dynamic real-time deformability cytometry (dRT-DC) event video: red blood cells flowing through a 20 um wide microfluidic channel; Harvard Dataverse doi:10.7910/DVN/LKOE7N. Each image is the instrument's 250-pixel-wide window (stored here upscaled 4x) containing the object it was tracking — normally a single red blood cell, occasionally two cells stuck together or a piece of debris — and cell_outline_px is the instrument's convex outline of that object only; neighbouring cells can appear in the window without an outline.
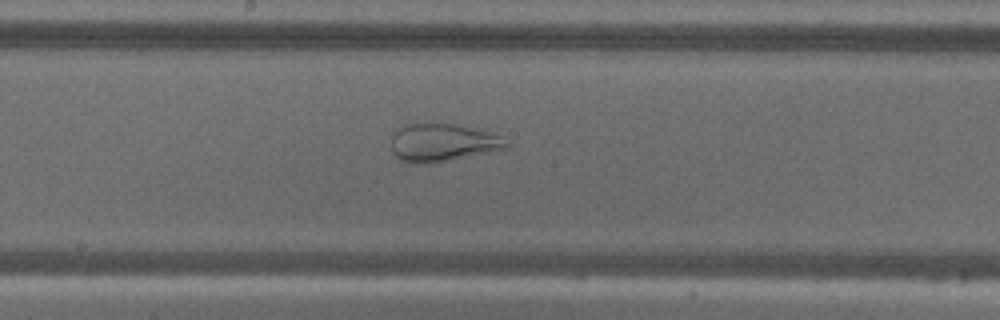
{"species": "common noctule bat (a hibernating species)", "species_latin": "Nyctalus noctula", "temperature_condition": "warm", "stored_images_in_passage": 55, "camera_frame_rate_fps": 3000, "um_per_image_px": 0.085, "animal": {"sex": "male", "body_mass_g": 18.8}, "frame": {"image": 1, "passage_image": 29, "time_ms": 9.333, "image_size_px": [1000, 320], "cell_outline_px": [[508, 148], [432, 164], [416, 164], [400, 160], [392, 152], [392, 136], [396, 128], [404, 124], [456, 124], [500, 136], [508, 144]], "centroid_in_image_um": [37.55, 12.14], "position_along_channel_um": 210.6, "area_um2": 25.26}}
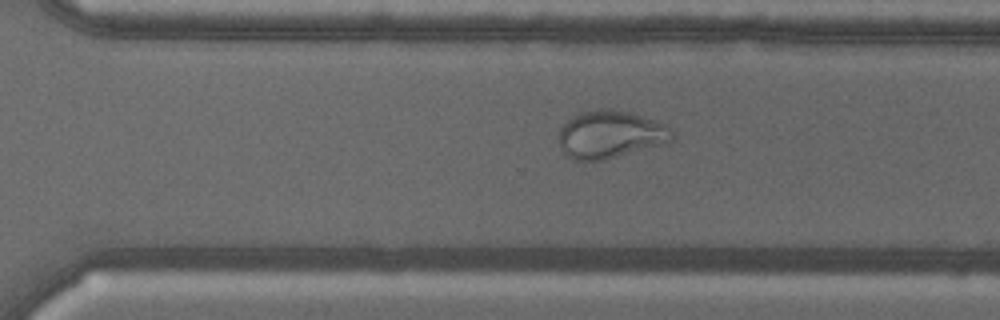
{"frame": {"image": 2, "passage_image": 38, "time_ms": 12.333, "image_size_px": [1000, 320], "cell_outline_px": [[676, 136], [672, 140], [604, 160], [576, 160], [568, 156], [564, 152], [560, 144], [560, 128], [572, 116], [584, 112], [600, 108], [612, 108], [628, 112], [664, 124], [672, 128], [676, 132]], "centroid_in_image_um": [51.88, 11.41], "position_along_channel_um": 318.7, "area_um2": 30.92}}
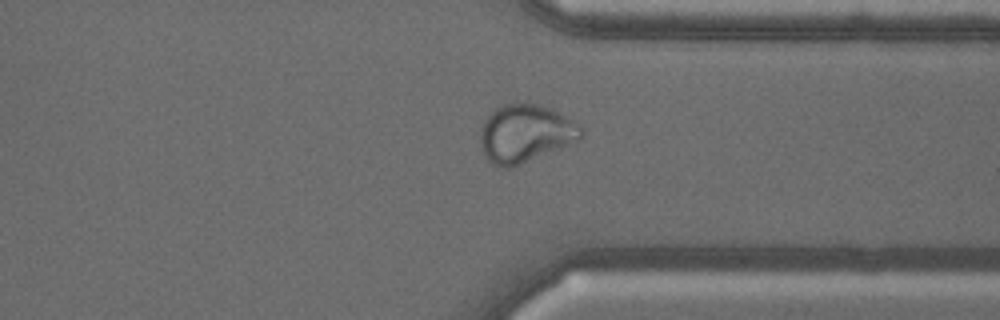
{"frame": {"image": 3, "passage_image": 42, "time_ms": 13.667, "image_size_px": [1000, 320], "cell_outline_px": [[584, 136], [580, 140], [572, 144], [512, 168], [500, 168], [492, 164], [488, 160], [480, 144], [480, 128], [484, 120], [496, 108], [512, 100], [528, 100], [552, 108], [576, 120], [584, 128]], "centroid_in_image_um": [44.71, 11.3], "position_along_channel_um": 366.7, "area_um2": 35.43}}